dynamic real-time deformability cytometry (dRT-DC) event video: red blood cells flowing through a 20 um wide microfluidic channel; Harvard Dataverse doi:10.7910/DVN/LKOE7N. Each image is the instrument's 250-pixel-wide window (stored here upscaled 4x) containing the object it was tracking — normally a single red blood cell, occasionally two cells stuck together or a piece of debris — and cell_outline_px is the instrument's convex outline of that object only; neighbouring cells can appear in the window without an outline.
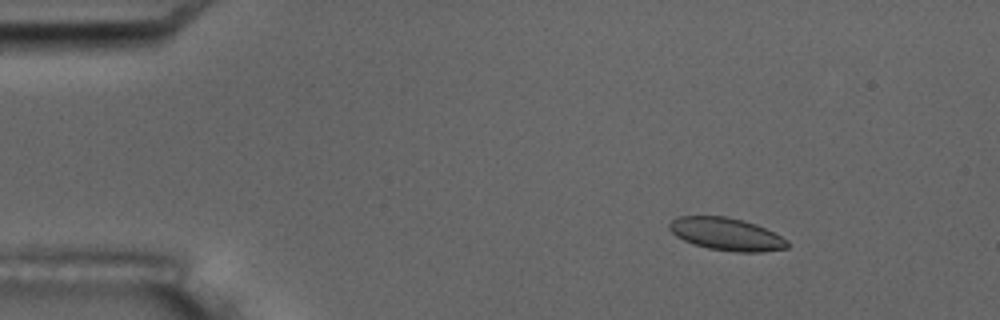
{"species": "common noctule bat (a hibernating species)", "species_latin": "Nyctalus noctula", "temperature_condition": "room temperature", "stored_images_in_passage": 8, "camera_frame_rate_fps": 3000, "um_per_image_px": 0.085, "animal": {"sex": "male", "body_mass_g": 17.5, "forearm_length_mm": 52.3}, "frame": {"image": 1, "passage_image": 3, "time_ms": 2.333, "image_size_px": [1000, 320], "cell_outline_px": [[788, 248], [760, 252], [736, 252], [708, 248], [692, 244], [676, 236], [668, 228], [668, 224], [672, 220], [680, 216], [724, 216], [744, 220], [756, 224], [788, 240]], "centroid_in_image_um": [61.73, 19.9], "position_along_channel_um": 23.3, "area_um2": 22.37}}